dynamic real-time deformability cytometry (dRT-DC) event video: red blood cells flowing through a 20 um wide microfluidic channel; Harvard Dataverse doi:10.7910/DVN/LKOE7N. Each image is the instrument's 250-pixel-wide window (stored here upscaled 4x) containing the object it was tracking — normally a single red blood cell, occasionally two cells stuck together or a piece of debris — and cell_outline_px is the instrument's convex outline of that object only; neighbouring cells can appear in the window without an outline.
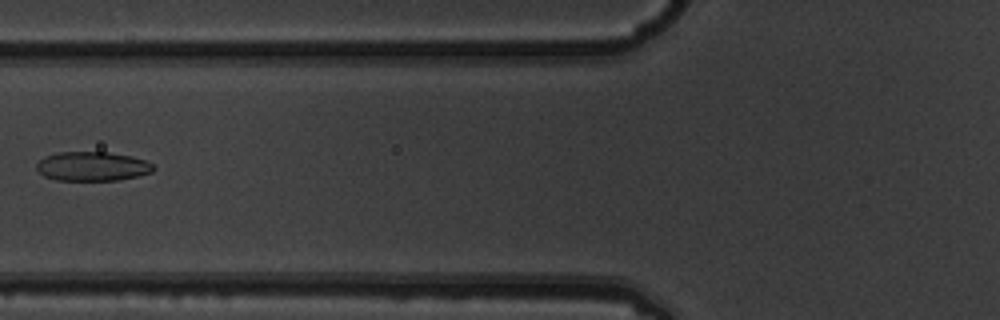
{"species": "common noctule bat (a hibernating species)", "species_latin": "Nyctalus noctula", "temperature_condition": "warm", "stored_images_in_passage": 6, "camera_frame_rate_fps": 3000, "um_per_image_px": 0.085, "animal": {"sex": "male", "body_mass_g": 19.5, "forearm_length_mm": 54.6}, "frame": {"image": 1, "passage_image": 5, "time_ms": 1.333, "image_size_px": [1000, 320], "cell_outline_px": [[156, 168], [152, 172], [120, 180], [56, 180], [44, 176], [36, 168], [36, 164], [44, 156], [60, 152], [108, 152], [132, 156], [144, 160], [152, 164]], "centroid_in_image_um": [7.85, 14.13], "position_along_channel_um": 118.0, "area_um2": 19.88}}
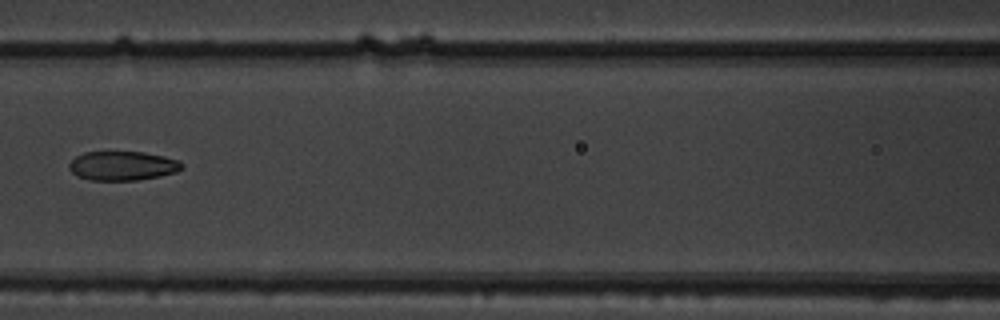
{"frame": {"image": 2, "passage_image": 6, "time_ms": 1.667, "image_size_px": [1000, 320], "cell_outline_px": [[184, 168], [176, 172], [160, 176], [136, 180], [88, 180], [76, 176], [68, 168], [68, 164], [76, 156], [84, 152], [144, 152], [164, 156], [180, 160], [184, 164]], "centroid_in_image_um": [10.43, 14.09], "position_along_channel_um": 156.2, "area_um2": 19.36}}